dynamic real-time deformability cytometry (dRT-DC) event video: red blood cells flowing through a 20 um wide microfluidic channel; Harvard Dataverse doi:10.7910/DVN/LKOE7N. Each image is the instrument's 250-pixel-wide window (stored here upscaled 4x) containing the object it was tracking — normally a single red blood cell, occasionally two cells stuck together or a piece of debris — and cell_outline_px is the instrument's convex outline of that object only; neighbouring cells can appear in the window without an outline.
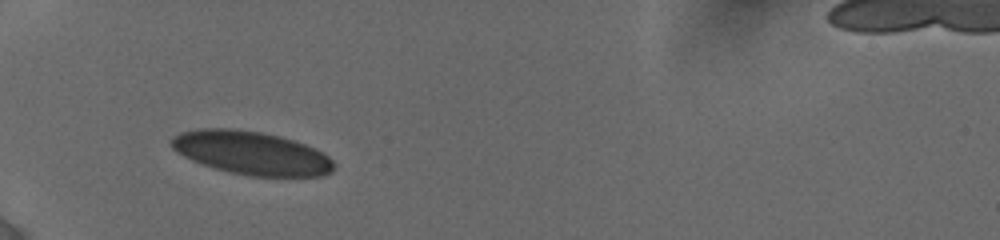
{"species": "human", "species_latin": "Homo sapiens", "temperature_condition": "cold", "stored_images_in_passage": 6, "camera_frame_rate_fps": 3000, "um_per_image_px": 0.085, "donor": {"sex": "female"}, "frame": {"image": 1, "passage_image": 1, "time_ms": 0.0, "image_size_px": [1000, 240], "cell_outline_px": [[336, 168], [332, 172], [324, 176], [252, 176], [232, 172], [216, 168], [192, 160], [176, 152], [172, 148], [172, 136], [180, 132], [200, 128], [232, 128], [260, 132], [280, 136], [316, 148], [328, 156], [336, 164]], "centroid_in_image_um": [21.4, 13.0], "position_along_channel_um": 63.6, "area_um2": 40.98}}
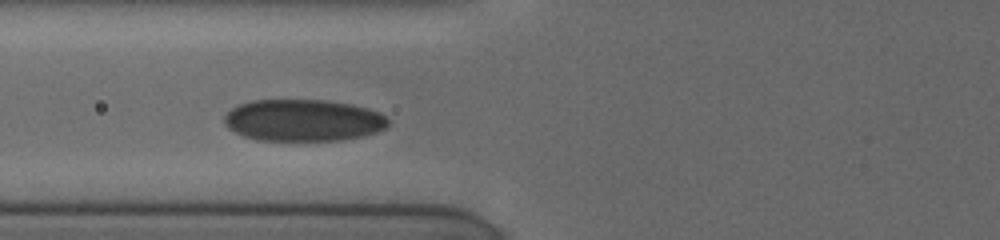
{"frame": {"image": 2, "passage_image": 5, "time_ms": 1.333, "image_size_px": [1000, 240], "cell_outline_px": [[388, 124], [384, 128], [376, 132], [360, 136], [340, 140], [256, 140], [244, 136], [228, 128], [224, 124], [224, 116], [232, 108], [240, 104], [252, 100], [328, 100], [352, 104], [368, 108], [380, 112], [388, 120]], "centroid_in_image_um": [25.76, 10.21], "position_along_channel_um": 100.0, "area_um2": 39.88}}